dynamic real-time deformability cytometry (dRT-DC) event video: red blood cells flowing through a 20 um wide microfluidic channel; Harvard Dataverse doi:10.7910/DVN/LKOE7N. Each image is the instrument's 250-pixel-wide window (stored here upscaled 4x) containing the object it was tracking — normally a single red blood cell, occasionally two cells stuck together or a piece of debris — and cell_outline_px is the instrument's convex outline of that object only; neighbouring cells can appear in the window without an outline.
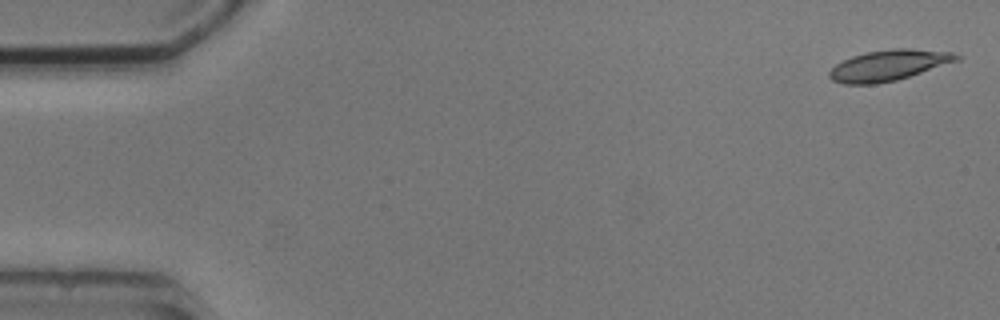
{"species": "common noctule bat (a hibernating species)", "species_latin": "Nyctalus noctula", "temperature_condition": "cold", "stored_images_in_passage": 5, "camera_frame_rate_fps": 3000, "um_per_image_px": 0.085, "animal": {"sex": "male", "body_mass_g": 20.5, "forearm_length_mm": 52.5}, "frame": {"image": 1, "passage_image": 1, "time_ms": 0.0, "image_size_px": [1000, 320], "cell_outline_px": [[964, 56], [960, 60], [896, 80], [876, 84], [844, 84], [832, 80], [828, 76], [828, 72], [836, 64], [852, 56], [868, 52], [892, 48], [908, 48], [952, 52]], "centroid_in_image_um": [75.56, 5.54], "position_along_channel_um": 9.4, "area_um2": 22.77}}
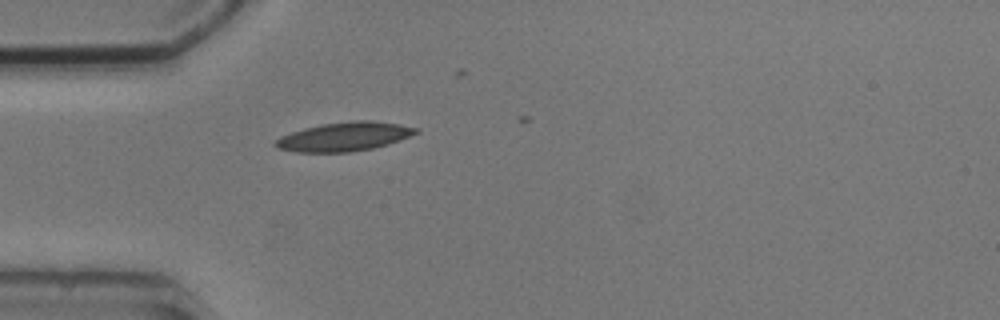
{"frame": {"image": 2, "passage_image": 5, "time_ms": 4.667, "image_size_px": [1000, 320], "cell_outline_px": [[420, 132], [400, 140], [388, 144], [372, 148], [348, 152], [296, 152], [276, 148], [272, 144], [280, 136], [304, 128], [324, 124], [352, 120], [372, 120], [400, 124], [420, 128]], "centroid_in_image_um": [29.28, 11.61], "position_along_channel_um": 55.7, "area_um2": 23.76}}